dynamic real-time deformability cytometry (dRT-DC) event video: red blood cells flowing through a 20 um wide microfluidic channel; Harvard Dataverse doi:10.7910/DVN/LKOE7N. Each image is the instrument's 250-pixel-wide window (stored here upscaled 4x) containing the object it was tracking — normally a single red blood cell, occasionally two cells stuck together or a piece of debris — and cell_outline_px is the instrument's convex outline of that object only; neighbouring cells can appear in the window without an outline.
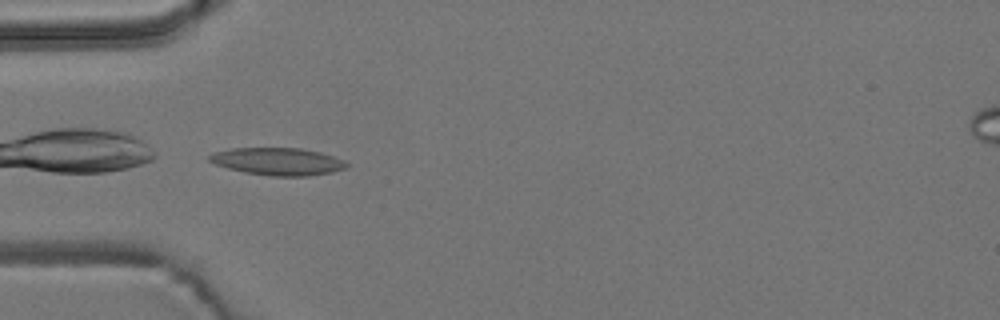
{"species": "common noctule bat (a hibernating species)", "species_latin": "Nyctalus noctula", "temperature_condition": "room temperature", "stored_images_in_passage": 6, "camera_frame_rate_fps": 3000, "um_per_image_px": 0.085, "animal": {"sex": "male", "body_mass_g": 19.2, "forearm_length_mm": 51.8}, "frame": {"image": 1, "passage_image": 1, "time_ms": 0.0, "image_size_px": [1000, 320], "cell_outline_px": [[348, 164], [344, 168], [332, 172], [308, 176], [268, 176], [244, 172], [228, 168], [216, 164], [208, 160], [208, 156], [212, 152], [232, 148], [300, 148], [320, 152], [344, 160]], "centroid_in_image_um": [23.58, 13.72], "position_along_channel_um": 61.4, "area_um2": 21.91}}
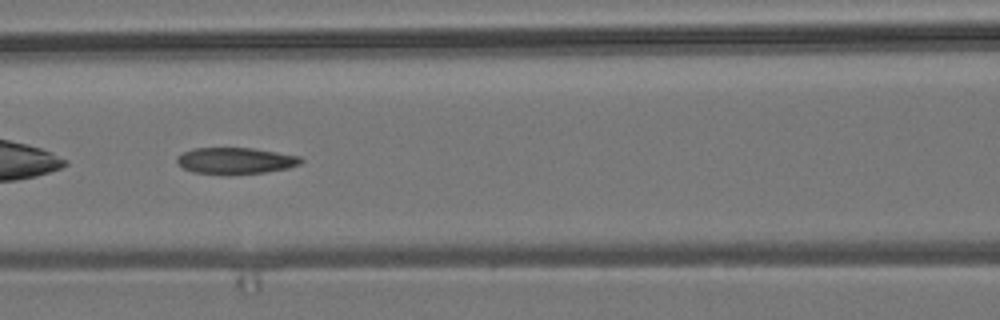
{"frame": {"image": 2, "passage_image": 3, "time_ms": 0.667, "image_size_px": [1000, 320], "cell_outline_px": [[304, 160], [300, 164], [288, 168], [264, 172], [192, 172], [184, 168], [176, 160], [176, 156], [192, 148], [252, 148], [300, 156]], "centroid_in_image_um": [20.04, 13.62], "position_along_channel_um": 146.6, "area_um2": 18.32}}
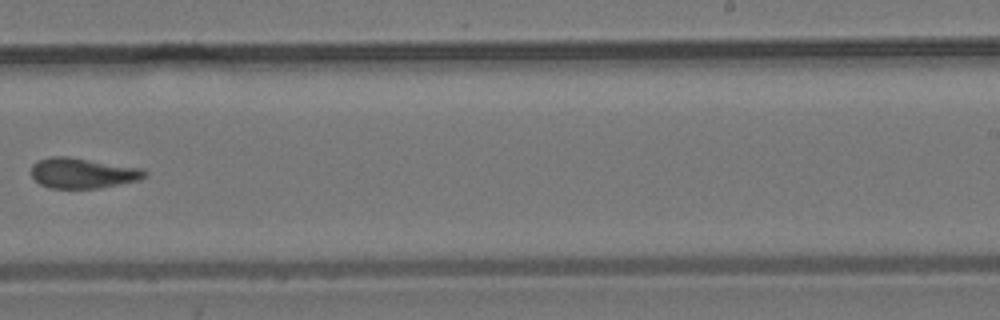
{"frame": {"image": 3, "passage_image": 6, "time_ms": 1.667, "image_size_px": [1000, 320], "cell_outline_px": [[148, 176], [140, 180], [100, 188], [48, 188], [40, 184], [32, 176], [32, 164], [36, 160], [52, 156], [68, 156], [144, 168], [148, 172]], "centroid_in_image_um": [7.07, 14.7], "position_along_channel_um": 281.9, "area_um2": 20.4}}